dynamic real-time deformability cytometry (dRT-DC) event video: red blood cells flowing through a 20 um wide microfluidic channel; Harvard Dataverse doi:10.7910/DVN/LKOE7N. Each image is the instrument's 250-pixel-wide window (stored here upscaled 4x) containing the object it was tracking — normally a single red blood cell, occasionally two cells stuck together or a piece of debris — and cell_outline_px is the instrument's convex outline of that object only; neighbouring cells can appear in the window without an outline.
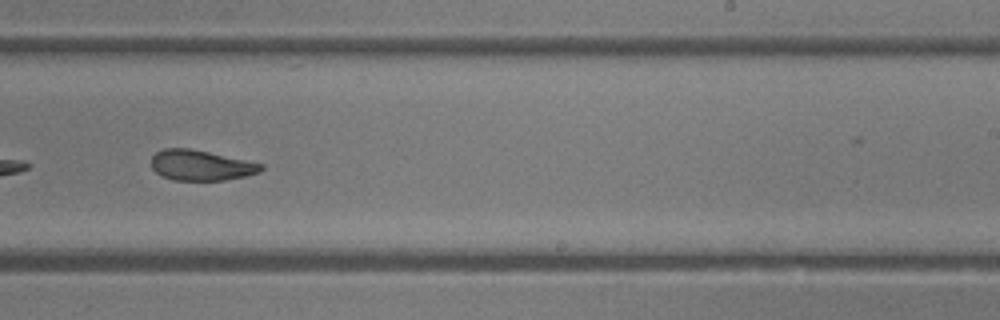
{"species": "common noctule bat (a hibernating species)", "species_latin": "Nyctalus noctula", "temperature_condition": "room temperature", "stored_images_in_passage": 33, "camera_frame_rate_fps": 3000, "um_per_image_px": 0.085, "animal": {"sex": "female"}, "frame": {"image": 1, "passage_image": 15, "time_ms": 4.667, "image_size_px": [1000, 320], "cell_outline_px": [[264, 168], [260, 172], [244, 176], [224, 180], [172, 180], [160, 176], [152, 168], [152, 156], [156, 152], [164, 148], [188, 148], [208, 152], [264, 164]], "centroid_in_image_um": [17.06, 14.05], "position_along_channel_um": 271.9, "area_um2": 19.36}, "authors_computed_cell_mechanics": {"area_um2": 20.9236, "velocity_mm_per_s": 4.407, "shape_relaxation_time_tau1_ms": 6.1724, "shape_relaxation_time_tau2_ms": 1.6153, "deformation_change_tau1": 0.1834, "deformation_change_tau2": 0.0828}}